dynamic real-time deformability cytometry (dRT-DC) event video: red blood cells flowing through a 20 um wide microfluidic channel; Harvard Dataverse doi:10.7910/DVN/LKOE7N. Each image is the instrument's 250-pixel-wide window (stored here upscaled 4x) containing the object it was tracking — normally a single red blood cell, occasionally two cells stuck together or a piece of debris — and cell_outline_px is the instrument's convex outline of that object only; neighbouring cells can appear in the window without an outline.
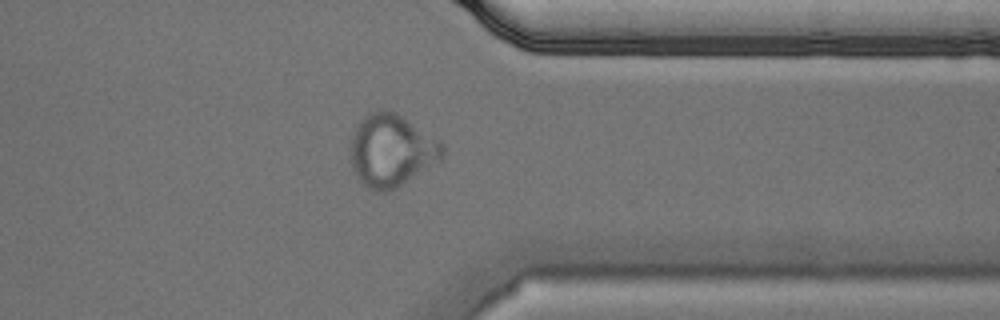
{"species": "Egyptian fruit bat (a non-hibernating species)", "species_latin": "Rousettus aegyptiacus", "temperature_condition": "cold", "stored_images_in_passage": 50, "camera_frame_rate_fps": 3000, "um_per_image_px": 0.085, "animal": {"sex": "male"}, "frame": {"image": 1, "passage_image": 43, "time_ms": 14.0, "image_size_px": [1000, 320], "cell_outline_px": [[444, 156], [440, 160], [396, 188], [388, 192], [376, 192], [368, 188], [360, 180], [352, 168], [348, 152], [352, 136], [360, 120], [364, 116], [372, 112], [384, 108], [400, 116], [440, 140], [444, 144]], "centroid_in_image_um": [33.24, 12.81], "position_along_channel_um": 378.2, "area_um2": 38.67}}